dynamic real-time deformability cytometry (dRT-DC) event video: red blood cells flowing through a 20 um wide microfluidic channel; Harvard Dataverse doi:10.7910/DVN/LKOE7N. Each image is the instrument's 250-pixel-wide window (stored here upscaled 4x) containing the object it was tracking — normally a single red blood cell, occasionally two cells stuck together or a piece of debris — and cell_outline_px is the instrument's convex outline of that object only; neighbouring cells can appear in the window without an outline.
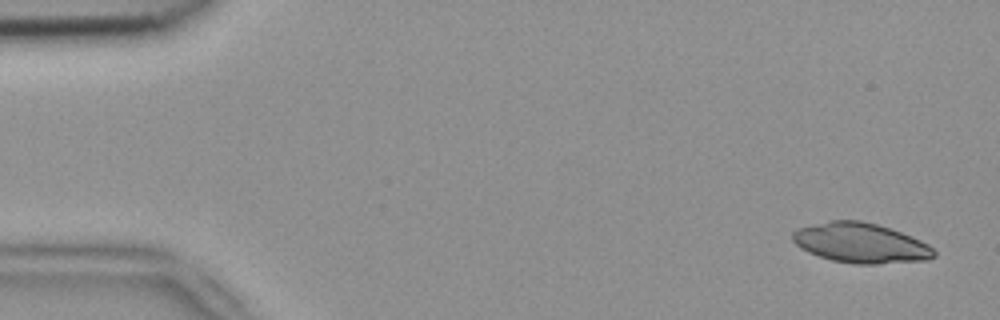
{"species": "common noctule bat (a hibernating species)", "species_latin": "Nyctalus noctula", "temperature_condition": "room temperature", "stored_images_in_passage": 5, "camera_frame_rate_fps": 3000, "um_per_image_px": 0.085, "animal": {"sex": "female", "body_mass_g": 18.4}, "frame": {"image": 1, "passage_image": 1, "time_ms": 0.0, "image_size_px": [1000, 320], "cell_outline_px": [[936, 256], [928, 260], [876, 264], [852, 264], [832, 260], [808, 252], [800, 248], [792, 240], [792, 232], [796, 228], [828, 220], [860, 220], [876, 224], [900, 232], [920, 240], [928, 244], [936, 252]], "centroid_in_image_um": [73.13, 20.65], "position_along_channel_um": 11.9, "area_um2": 33.0}}